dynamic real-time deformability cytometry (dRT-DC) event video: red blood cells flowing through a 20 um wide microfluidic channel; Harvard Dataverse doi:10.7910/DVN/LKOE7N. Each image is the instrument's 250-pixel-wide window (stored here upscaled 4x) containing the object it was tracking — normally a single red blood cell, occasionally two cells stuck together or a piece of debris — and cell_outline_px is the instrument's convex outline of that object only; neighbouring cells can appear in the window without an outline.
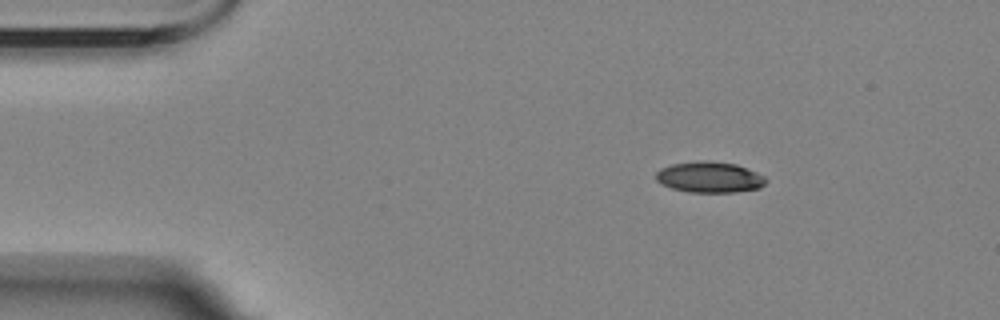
{"species": "Egyptian fruit bat (a non-hibernating species)", "species_latin": "Rousettus aegyptiacus", "temperature_condition": "room temperature", "stored_images_in_passage": 10, "camera_frame_rate_fps": 3000, "um_per_image_px": 0.085, "animal": {"sex": "female"}, "frame": {"image": 1, "passage_image": 1, "time_ms": 0.0, "image_size_px": [1000, 320], "cell_outline_px": [[768, 180], [760, 188], [732, 192], [688, 192], [672, 188], [656, 180], [656, 172], [660, 168], [672, 164], [700, 160], [708, 160], [736, 164], [756, 172], [764, 176]], "centroid_in_image_um": [60.31, 15.05], "position_along_channel_um": 24.7, "area_um2": 19.77}}
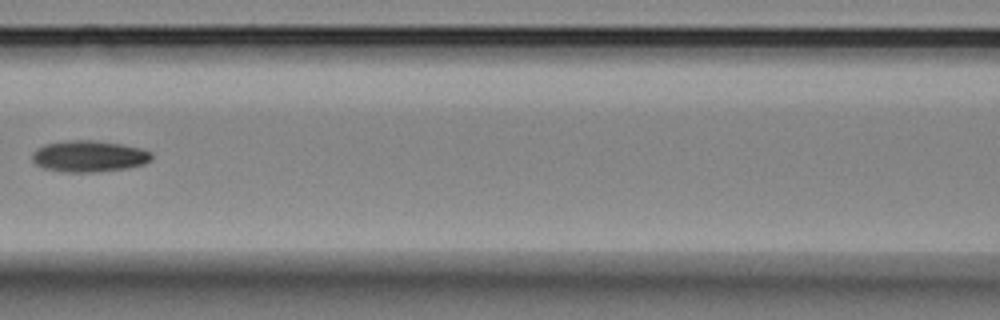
{"frame": {"image": 2, "passage_image": 6, "time_ms": 5.667, "image_size_px": [1000, 320], "cell_outline_px": [[152, 160], [144, 164], [128, 168], [96, 172], [64, 172], [40, 168], [32, 160], [32, 152], [36, 148], [44, 144], [68, 140], [96, 140], [120, 144], [140, 148], [152, 152]], "centroid_in_image_um": [7.54, 13.28], "position_along_channel_um": 159.1, "area_um2": 22.14}}
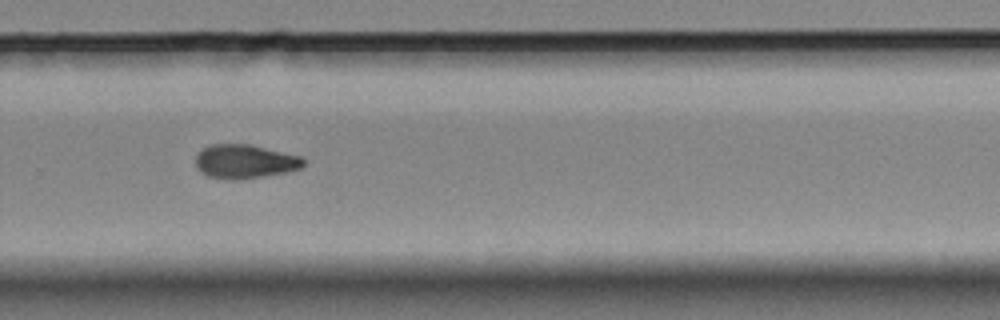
{"frame": {"image": 3, "passage_image": 10, "time_ms": 10.0, "image_size_px": [1000, 320], "cell_outline_px": [[304, 164], [300, 168], [288, 172], [240, 180], [228, 180], [208, 176], [200, 172], [196, 164], [196, 156], [204, 148], [212, 144], [248, 144], [300, 156], [304, 160]], "centroid_in_image_um": [20.8, 13.74], "position_along_channel_um": 309.0, "area_um2": 21.21}}